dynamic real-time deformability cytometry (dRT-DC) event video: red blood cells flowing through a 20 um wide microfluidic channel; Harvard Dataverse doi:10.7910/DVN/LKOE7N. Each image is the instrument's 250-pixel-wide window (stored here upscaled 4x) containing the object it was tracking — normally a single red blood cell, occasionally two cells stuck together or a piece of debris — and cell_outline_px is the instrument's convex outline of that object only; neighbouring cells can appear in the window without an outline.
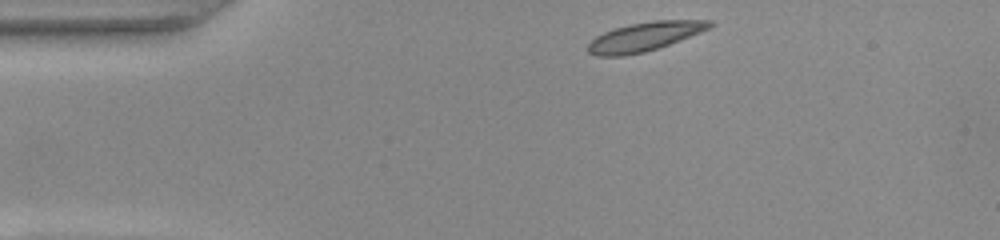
{"species": "common noctule bat (a hibernating species)", "species_latin": "Nyctalus noctula", "temperature_condition": "warm", "stored_images_in_passage": 44, "camera_frame_rate_fps": 3000, "um_per_image_px": 0.085, "animal": {"sex": "female", "body_mass_g": 22.0, "forearm_length_mm": 56.7}, "frame": {"image": 1, "passage_image": 1, "time_ms": 0.0, "image_size_px": [1000, 240], "cell_outline_px": [[716, 24], [700, 32], [680, 40], [644, 52], [624, 56], [596, 56], [588, 52], [588, 44], [596, 36], [604, 32], [628, 24], [652, 20], [712, 20]], "centroid_in_image_um": [54.79, 3.1], "position_along_channel_um": 30.2, "area_um2": 20.4}}
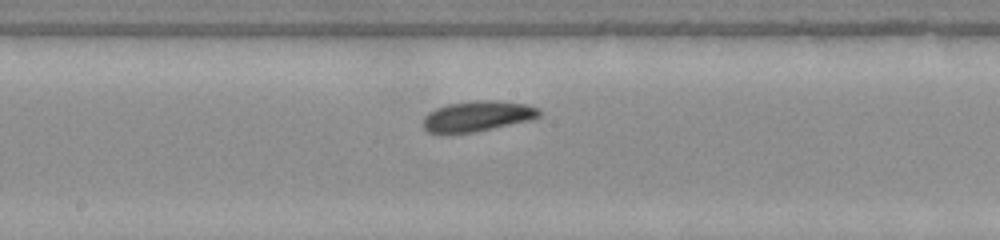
{"frame": {"image": 2, "passage_image": 19, "time_ms": 6.0, "image_size_px": [1000, 240], "cell_outline_px": [[540, 116], [532, 120], [476, 132], [444, 136], [440, 136], [428, 132], [424, 128], [424, 116], [428, 112], [436, 108], [448, 104], [476, 100], [496, 100], [528, 104], [540, 108]], "centroid_in_image_um": [40.56, 9.91], "position_along_channel_um": 207.6, "area_um2": 21.39}}
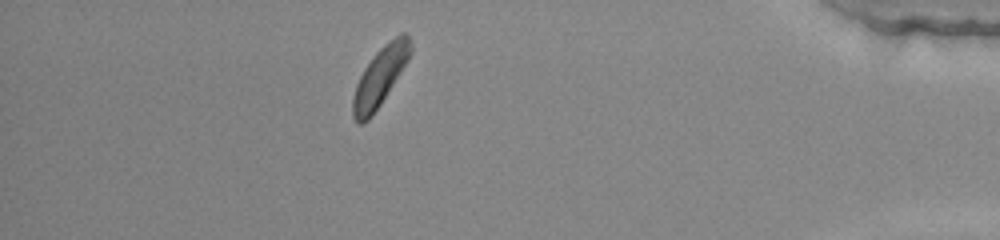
{"frame": {"image": 3, "passage_image": 38, "time_ms": 12.333, "image_size_px": [1000, 240], "cell_outline_px": [[412, 52], [408, 60], [380, 104], [368, 120], [360, 124], [356, 124], [352, 116], [352, 96], [356, 84], [364, 68], [376, 52], [384, 44], [400, 32], [404, 32], [408, 36], [412, 48]], "centroid_in_image_um": [32.28, 6.51], "position_along_channel_um": 402.9, "area_um2": 19.54}, "authors_computed_cell_mechanics": {"area_um2": 19.7965, "velocity_mm_per_s": 3.8218, "shape_relaxation_time_tau1_ms": 4.6469, "shape_relaxation_time_tau2_ms": 2.1133, "deformation_change_tau1": 0.1651, "deformation_change_tau2": 0.0889}}